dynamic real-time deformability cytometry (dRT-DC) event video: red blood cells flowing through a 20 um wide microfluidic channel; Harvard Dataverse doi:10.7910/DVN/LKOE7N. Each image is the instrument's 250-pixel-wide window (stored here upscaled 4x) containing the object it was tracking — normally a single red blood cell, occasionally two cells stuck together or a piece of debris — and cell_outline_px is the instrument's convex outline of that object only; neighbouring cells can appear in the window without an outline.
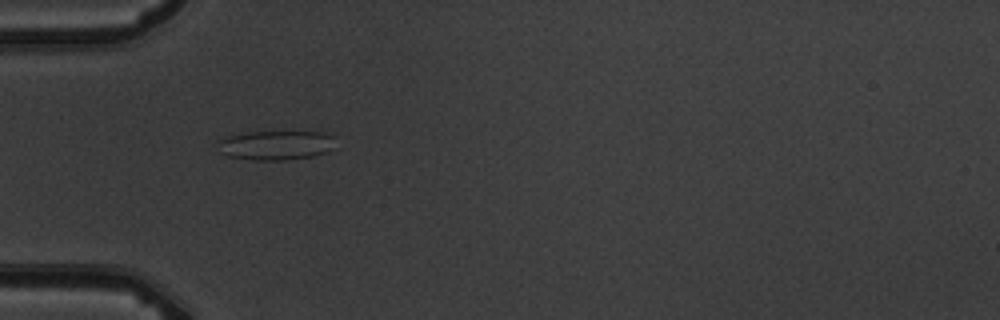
{"species": "common noctule bat (a hibernating species)", "species_latin": "Nyctalus noctula", "temperature_condition": "warm", "stored_images_in_passage": 4, "camera_frame_rate_fps": 3000, "um_per_image_px": 0.085, "animal": {"sex": "male", "body_mass_g": 19.5, "forearm_length_mm": 54.6}, "frame": {"image": 1, "passage_image": 4, "time_ms": 3.333, "image_size_px": [1000, 320], "cell_outline_px": [[336, 148], [312, 156], [284, 160], [252, 160], [228, 156], [220, 152], [216, 140], [224, 136], [248, 132], [328, 132], [336, 136]], "centroid_in_image_um": [23.48, 12.33], "position_along_channel_um": 61.5, "area_um2": 20.58}}